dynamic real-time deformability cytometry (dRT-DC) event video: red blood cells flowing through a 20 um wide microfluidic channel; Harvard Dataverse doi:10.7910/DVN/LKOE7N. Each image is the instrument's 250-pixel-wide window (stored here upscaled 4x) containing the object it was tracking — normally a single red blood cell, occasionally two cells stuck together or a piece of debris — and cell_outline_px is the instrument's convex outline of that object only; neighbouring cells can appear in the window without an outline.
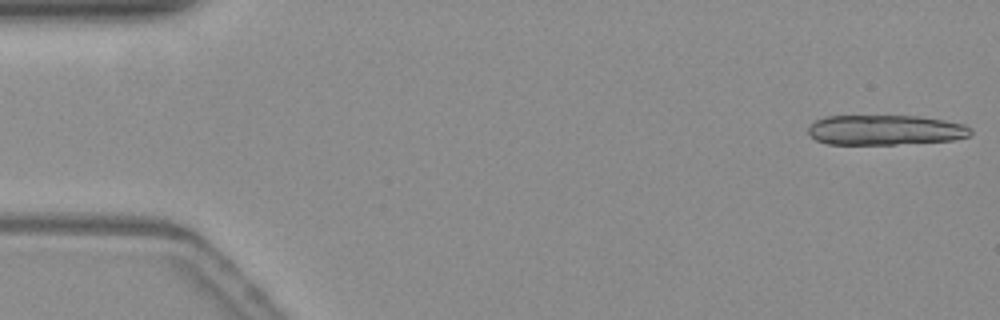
{"species": "common noctule bat (a hibernating species)", "species_latin": "Nyctalus noctula", "temperature_condition": "warm", "stored_images_in_passage": 13, "camera_frame_rate_fps": 3000, "um_per_image_px": 0.085, "animal": {"sex": "female", "body_mass_g": 19.3, "forearm_length_mm": 54.1}, "frame": {"image": 1, "passage_image": 1, "time_ms": 0.0, "image_size_px": [1000, 320], "cell_outline_px": [[972, 132], [968, 136], [952, 140], [896, 144], [828, 144], [816, 140], [808, 132], [808, 128], [816, 120], [828, 116], [916, 116], [944, 120], [964, 124]], "centroid_in_image_um": [75.23, 11.05], "position_along_channel_um": 9.8, "area_um2": 28.15}}